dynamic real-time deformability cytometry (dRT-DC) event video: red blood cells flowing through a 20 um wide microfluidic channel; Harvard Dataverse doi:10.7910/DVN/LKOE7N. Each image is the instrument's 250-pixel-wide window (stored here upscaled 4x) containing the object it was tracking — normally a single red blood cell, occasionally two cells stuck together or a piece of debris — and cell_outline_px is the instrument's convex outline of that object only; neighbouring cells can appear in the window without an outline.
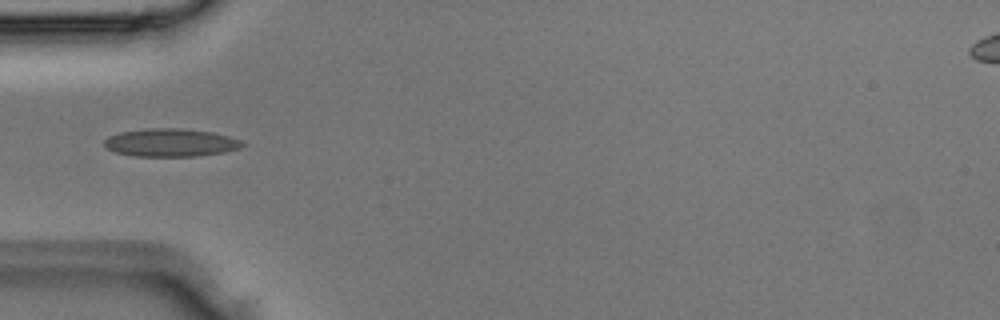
{"species": "Egyptian fruit bat (a non-hibernating species)", "species_latin": "Rousettus aegyptiacus", "temperature_condition": "room temperature", "stored_images_in_passage": 2, "camera_frame_rate_fps": 3000, "um_per_image_px": 0.085, "animal": {"sex": "male"}, "frame": {"image": 1, "passage_image": 2, "time_ms": 0.333, "image_size_px": [1000, 320], "cell_outline_px": [[248, 144], [240, 148], [224, 152], [196, 156], [132, 156], [116, 152], [104, 148], [104, 140], [108, 136], [120, 132], [148, 128], [180, 128], [212, 132], [228, 136], [240, 140]], "centroid_in_image_um": [14.49, 12.12], "position_along_channel_um": 70.5, "area_um2": 22.66}}